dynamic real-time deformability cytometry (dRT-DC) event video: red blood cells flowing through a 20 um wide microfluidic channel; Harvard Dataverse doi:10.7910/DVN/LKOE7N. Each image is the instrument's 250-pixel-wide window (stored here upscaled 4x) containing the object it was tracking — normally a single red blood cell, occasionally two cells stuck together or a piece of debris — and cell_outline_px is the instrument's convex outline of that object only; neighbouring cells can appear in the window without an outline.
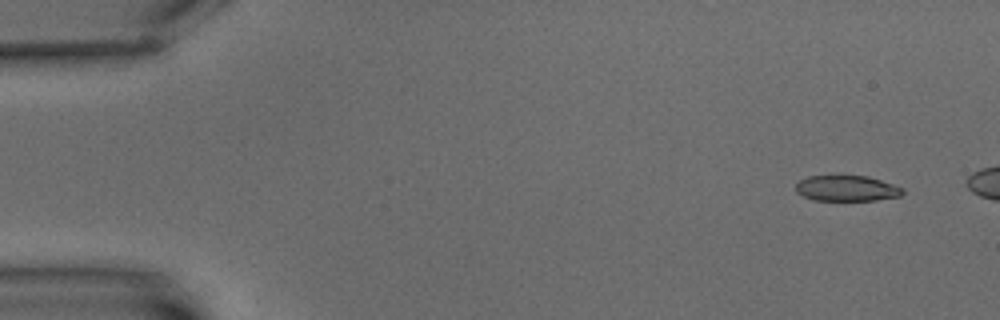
{"species": "common noctule bat (a hibernating species)", "species_latin": "Nyctalus noctula", "temperature_condition": "warm", "stored_images_in_passage": 6, "camera_frame_rate_fps": 3000, "um_per_image_px": 0.085, "animal": {"sex": "male", "body_mass_g": 15.6}, "frame": {"image": 1, "passage_image": 2, "time_ms": 1.333, "image_size_px": [1000, 320], "cell_outline_px": [[904, 192], [900, 196], [876, 200], [812, 200], [796, 192], [796, 184], [800, 180], [808, 176], [840, 172], [868, 176], [904, 188]], "centroid_in_image_um": [71.94, 15.95], "position_along_channel_um": 13.1, "area_um2": 16.76}}
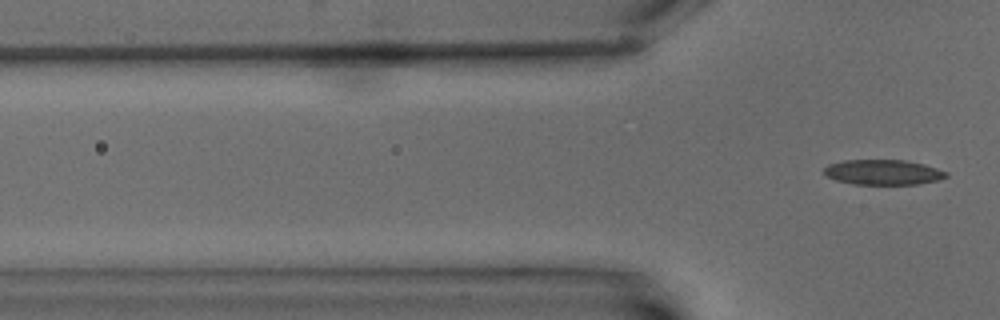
{"frame": {"image": 2, "passage_image": 6, "time_ms": 6.0, "image_size_px": [1000, 320], "cell_outline_px": [[948, 176], [936, 180], [920, 184], [852, 184], [836, 180], [824, 176], [824, 168], [828, 164], [844, 160], [904, 160], [924, 164], [948, 172]], "centroid_in_image_um": [75.03, 14.64], "position_along_channel_um": 50.8, "area_um2": 17.92}}